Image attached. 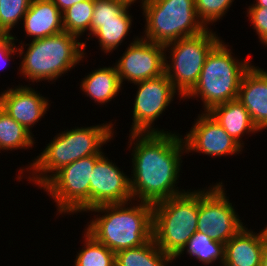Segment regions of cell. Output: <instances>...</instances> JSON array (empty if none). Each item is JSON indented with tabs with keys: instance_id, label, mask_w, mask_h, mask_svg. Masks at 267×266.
Here are the masks:
<instances>
[{
	"instance_id": "6da1fadb",
	"label": "cell",
	"mask_w": 267,
	"mask_h": 266,
	"mask_svg": "<svg viewBox=\"0 0 267 266\" xmlns=\"http://www.w3.org/2000/svg\"><path fill=\"white\" fill-rule=\"evenodd\" d=\"M128 138L133 200L153 205L188 190L177 186L186 155L181 132L129 133Z\"/></svg>"
},
{
	"instance_id": "7a4b0ae2",
	"label": "cell",
	"mask_w": 267,
	"mask_h": 266,
	"mask_svg": "<svg viewBox=\"0 0 267 266\" xmlns=\"http://www.w3.org/2000/svg\"><path fill=\"white\" fill-rule=\"evenodd\" d=\"M115 124L112 121H104L92 126L71 127L70 130L63 128V131L56 133L50 142L45 144L44 149L32 162H28L26 167H19L15 179L20 182L26 177L28 183L41 188L64 166L87 156L103 154V146L114 140L117 134Z\"/></svg>"
},
{
	"instance_id": "3957f363",
	"label": "cell",
	"mask_w": 267,
	"mask_h": 266,
	"mask_svg": "<svg viewBox=\"0 0 267 266\" xmlns=\"http://www.w3.org/2000/svg\"><path fill=\"white\" fill-rule=\"evenodd\" d=\"M89 212L94 216L89 217L84 230L114 253L142 246L152 239L153 205L150 203L132 200L102 204L85 213Z\"/></svg>"
},
{
	"instance_id": "277c9868",
	"label": "cell",
	"mask_w": 267,
	"mask_h": 266,
	"mask_svg": "<svg viewBox=\"0 0 267 266\" xmlns=\"http://www.w3.org/2000/svg\"><path fill=\"white\" fill-rule=\"evenodd\" d=\"M13 36L20 43L17 45L21 61L17 75L34 86L42 81L54 84L58 78L65 76L64 73L72 71L87 59L86 40L83 42L65 31L30 40L27 44V41Z\"/></svg>"
},
{
	"instance_id": "5b68a950",
	"label": "cell",
	"mask_w": 267,
	"mask_h": 266,
	"mask_svg": "<svg viewBox=\"0 0 267 266\" xmlns=\"http://www.w3.org/2000/svg\"><path fill=\"white\" fill-rule=\"evenodd\" d=\"M224 41L222 38L208 53L197 84L183 98V101L200 98L202 112L237 99L243 75L253 64L252 56L239 59L232 46Z\"/></svg>"
},
{
	"instance_id": "8992f818",
	"label": "cell",
	"mask_w": 267,
	"mask_h": 266,
	"mask_svg": "<svg viewBox=\"0 0 267 266\" xmlns=\"http://www.w3.org/2000/svg\"><path fill=\"white\" fill-rule=\"evenodd\" d=\"M199 187L153 204L152 238L173 259L197 231Z\"/></svg>"
},
{
	"instance_id": "52a82bcc",
	"label": "cell",
	"mask_w": 267,
	"mask_h": 266,
	"mask_svg": "<svg viewBox=\"0 0 267 266\" xmlns=\"http://www.w3.org/2000/svg\"><path fill=\"white\" fill-rule=\"evenodd\" d=\"M145 19L143 39L167 45L207 28L198 19L195 0H147L140 6Z\"/></svg>"
},
{
	"instance_id": "ba28073f",
	"label": "cell",
	"mask_w": 267,
	"mask_h": 266,
	"mask_svg": "<svg viewBox=\"0 0 267 266\" xmlns=\"http://www.w3.org/2000/svg\"><path fill=\"white\" fill-rule=\"evenodd\" d=\"M218 34L207 28L200 34L165 45L164 73L182 98L197 84L208 53L221 40Z\"/></svg>"
},
{
	"instance_id": "9c48e42d",
	"label": "cell",
	"mask_w": 267,
	"mask_h": 266,
	"mask_svg": "<svg viewBox=\"0 0 267 266\" xmlns=\"http://www.w3.org/2000/svg\"><path fill=\"white\" fill-rule=\"evenodd\" d=\"M96 154L76 160L57 171L40 189L56 206V215L66 216L85 213L90 209V180Z\"/></svg>"
},
{
	"instance_id": "30bf717a",
	"label": "cell",
	"mask_w": 267,
	"mask_h": 266,
	"mask_svg": "<svg viewBox=\"0 0 267 266\" xmlns=\"http://www.w3.org/2000/svg\"><path fill=\"white\" fill-rule=\"evenodd\" d=\"M225 183L216 182L199 188V215L197 231L211 239L227 243L244 226L235 204L226 194ZM208 186V187H207ZM244 223V224H243Z\"/></svg>"
},
{
	"instance_id": "8fae6325",
	"label": "cell",
	"mask_w": 267,
	"mask_h": 266,
	"mask_svg": "<svg viewBox=\"0 0 267 266\" xmlns=\"http://www.w3.org/2000/svg\"><path fill=\"white\" fill-rule=\"evenodd\" d=\"M137 90L134 95L132 112V125L130 133H172L174 130L161 129L157 123L168 110L174 99L183 100L181 95L174 89L172 82L166 74L159 77L134 83ZM176 96V97H175ZM162 115V116H161ZM158 118V119H157ZM155 126V127H154ZM168 130V131H167Z\"/></svg>"
},
{
	"instance_id": "7c38bea8",
	"label": "cell",
	"mask_w": 267,
	"mask_h": 266,
	"mask_svg": "<svg viewBox=\"0 0 267 266\" xmlns=\"http://www.w3.org/2000/svg\"><path fill=\"white\" fill-rule=\"evenodd\" d=\"M131 6L123 0H94L91 38L98 40L102 53L113 54L130 36L134 25Z\"/></svg>"
},
{
	"instance_id": "4fadbf2b",
	"label": "cell",
	"mask_w": 267,
	"mask_h": 266,
	"mask_svg": "<svg viewBox=\"0 0 267 266\" xmlns=\"http://www.w3.org/2000/svg\"><path fill=\"white\" fill-rule=\"evenodd\" d=\"M114 64L122 86L159 77L165 70V46L133 36Z\"/></svg>"
},
{
	"instance_id": "5bb4252c",
	"label": "cell",
	"mask_w": 267,
	"mask_h": 266,
	"mask_svg": "<svg viewBox=\"0 0 267 266\" xmlns=\"http://www.w3.org/2000/svg\"><path fill=\"white\" fill-rule=\"evenodd\" d=\"M201 111L186 135L182 134L186 154L198 153L212 158L242 154L243 147L208 112Z\"/></svg>"
},
{
	"instance_id": "9a60e30c",
	"label": "cell",
	"mask_w": 267,
	"mask_h": 266,
	"mask_svg": "<svg viewBox=\"0 0 267 266\" xmlns=\"http://www.w3.org/2000/svg\"><path fill=\"white\" fill-rule=\"evenodd\" d=\"M130 175L103 153L93 167L90 180V209L102 204L132 201Z\"/></svg>"
},
{
	"instance_id": "2e32d148",
	"label": "cell",
	"mask_w": 267,
	"mask_h": 266,
	"mask_svg": "<svg viewBox=\"0 0 267 266\" xmlns=\"http://www.w3.org/2000/svg\"><path fill=\"white\" fill-rule=\"evenodd\" d=\"M28 84L23 86L19 83L17 86L13 85L11 88L8 86L1 91L0 107L34 135L32 129L42 118H45L51 106V100L35 90L34 86L32 88L30 83Z\"/></svg>"
},
{
	"instance_id": "e0dca14e",
	"label": "cell",
	"mask_w": 267,
	"mask_h": 266,
	"mask_svg": "<svg viewBox=\"0 0 267 266\" xmlns=\"http://www.w3.org/2000/svg\"><path fill=\"white\" fill-rule=\"evenodd\" d=\"M237 100L260 132L267 129V70L252 64L243 75Z\"/></svg>"
},
{
	"instance_id": "ac0fdd59",
	"label": "cell",
	"mask_w": 267,
	"mask_h": 266,
	"mask_svg": "<svg viewBox=\"0 0 267 266\" xmlns=\"http://www.w3.org/2000/svg\"><path fill=\"white\" fill-rule=\"evenodd\" d=\"M247 224L225 243L222 266H261V255L266 240L264 228L259 232Z\"/></svg>"
},
{
	"instance_id": "d6986e66",
	"label": "cell",
	"mask_w": 267,
	"mask_h": 266,
	"mask_svg": "<svg viewBox=\"0 0 267 266\" xmlns=\"http://www.w3.org/2000/svg\"><path fill=\"white\" fill-rule=\"evenodd\" d=\"M21 25L31 41L64 31L62 12L52 0H32Z\"/></svg>"
},
{
	"instance_id": "ffe728a7",
	"label": "cell",
	"mask_w": 267,
	"mask_h": 266,
	"mask_svg": "<svg viewBox=\"0 0 267 266\" xmlns=\"http://www.w3.org/2000/svg\"><path fill=\"white\" fill-rule=\"evenodd\" d=\"M208 113L223 127V129L243 148L245 135H256L260 131L251 120L248 110L235 99L214 106Z\"/></svg>"
},
{
	"instance_id": "44dd1931",
	"label": "cell",
	"mask_w": 267,
	"mask_h": 266,
	"mask_svg": "<svg viewBox=\"0 0 267 266\" xmlns=\"http://www.w3.org/2000/svg\"><path fill=\"white\" fill-rule=\"evenodd\" d=\"M81 79L79 88L90 101L93 100L99 106H106L112 99L115 101V97L124 89L114 62L112 66L94 68Z\"/></svg>"
},
{
	"instance_id": "7402d4cb",
	"label": "cell",
	"mask_w": 267,
	"mask_h": 266,
	"mask_svg": "<svg viewBox=\"0 0 267 266\" xmlns=\"http://www.w3.org/2000/svg\"><path fill=\"white\" fill-rule=\"evenodd\" d=\"M185 253L189 255V259H194L196 263L198 261L204 266H214V264L222 266L224 263L225 244L196 231L183 250L174 258V261L180 260V257H183L182 255Z\"/></svg>"
},
{
	"instance_id": "603a6c76",
	"label": "cell",
	"mask_w": 267,
	"mask_h": 266,
	"mask_svg": "<svg viewBox=\"0 0 267 266\" xmlns=\"http://www.w3.org/2000/svg\"><path fill=\"white\" fill-rule=\"evenodd\" d=\"M174 259L162 252L154 239L142 246L115 253V266H170Z\"/></svg>"
},
{
	"instance_id": "cb8c5ba5",
	"label": "cell",
	"mask_w": 267,
	"mask_h": 266,
	"mask_svg": "<svg viewBox=\"0 0 267 266\" xmlns=\"http://www.w3.org/2000/svg\"><path fill=\"white\" fill-rule=\"evenodd\" d=\"M36 137L0 107V153L32 150ZM5 150V151H4Z\"/></svg>"
},
{
	"instance_id": "d4e9b609",
	"label": "cell",
	"mask_w": 267,
	"mask_h": 266,
	"mask_svg": "<svg viewBox=\"0 0 267 266\" xmlns=\"http://www.w3.org/2000/svg\"><path fill=\"white\" fill-rule=\"evenodd\" d=\"M94 13V0H84L62 12V23L65 32L73 34L81 41L86 33V40L91 39V23Z\"/></svg>"
},
{
	"instance_id": "484cf974",
	"label": "cell",
	"mask_w": 267,
	"mask_h": 266,
	"mask_svg": "<svg viewBox=\"0 0 267 266\" xmlns=\"http://www.w3.org/2000/svg\"><path fill=\"white\" fill-rule=\"evenodd\" d=\"M83 231L82 249L77 252L73 266H115V253Z\"/></svg>"
},
{
	"instance_id": "4316f807",
	"label": "cell",
	"mask_w": 267,
	"mask_h": 266,
	"mask_svg": "<svg viewBox=\"0 0 267 266\" xmlns=\"http://www.w3.org/2000/svg\"><path fill=\"white\" fill-rule=\"evenodd\" d=\"M31 2L32 0H0L1 35H13V30L22 24Z\"/></svg>"
},
{
	"instance_id": "83f0119b",
	"label": "cell",
	"mask_w": 267,
	"mask_h": 266,
	"mask_svg": "<svg viewBox=\"0 0 267 266\" xmlns=\"http://www.w3.org/2000/svg\"><path fill=\"white\" fill-rule=\"evenodd\" d=\"M235 0H195L198 19L206 28L223 20ZM213 23L215 25H213ZM211 25V26H210ZM209 26V27H208Z\"/></svg>"
},
{
	"instance_id": "f1b7e54d",
	"label": "cell",
	"mask_w": 267,
	"mask_h": 266,
	"mask_svg": "<svg viewBox=\"0 0 267 266\" xmlns=\"http://www.w3.org/2000/svg\"><path fill=\"white\" fill-rule=\"evenodd\" d=\"M246 16L252 24V29L258 35L260 44L267 47V8L265 7H246Z\"/></svg>"
},
{
	"instance_id": "f546056e",
	"label": "cell",
	"mask_w": 267,
	"mask_h": 266,
	"mask_svg": "<svg viewBox=\"0 0 267 266\" xmlns=\"http://www.w3.org/2000/svg\"><path fill=\"white\" fill-rule=\"evenodd\" d=\"M16 40L12 35L0 34V71L6 69L7 64L10 63L15 55H19L18 47L16 46ZM10 61V62H9Z\"/></svg>"
},
{
	"instance_id": "4dcf8cb0",
	"label": "cell",
	"mask_w": 267,
	"mask_h": 266,
	"mask_svg": "<svg viewBox=\"0 0 267 266\" xmlns=\"http://www.w3.org/2000/svg\"><path fill=\"white\" fill-rule=\"evenodd\" d=\"M61 12L84 0H52Z\"/></svg>"
},
{
	"instance_id": "1f68e13d",
	"label": "cell",
	"mask_w": 267,
	"mask_h": 266,
	"mask_svg": "<svg viewBox=\"0 0 267 266\" xmlns=\"http://www.w3.org/2000/svg\"><path fill=\"white\" fill-rule=\"evenodd\" d=\"M261 266H267V236L261 255Z\"/></svg>"
},
{
	"instance_id": "d6a6232c",
	"label": "cell",
	"mask_w": 267,
	"mask_h": 266,
	"mask_svg": "<svg viewBox=\"0 0 267 266\" xmlns=\"http://www.w3.org/2000/svg\"><path fill=\"white\" fill-rule=\"evenodd\" d=\"M248 7H265L267 8V0H254Z\"/></svg>"
},
{
	"instance_id": "836d02e7",
	"label": "cell",
	"mask_w": 267,
	"mask_h": 266,
	"mask_svg": "<svg viewBox=\"0 0 267 266\" xmlns=\"http://www.w3.org/2000/svg\"><path fill=\"white\" fill-rule=\"evenodd\" d=\"M123 1H125L126 3H128V4H133V5H135L134 3H140V5H138V6H141L143 3H145L147 0H123Z\"/></svg>"
},
{
	"instance_id": "e575fe53",
	"label": "cell",
	"mask_w": 267,
	"mask_h": 266,
	"mask_svg": "<svg viewBox=\"0 0 267 266\" xmlns=\"http://www.w3.org/2000/svg\"><path fill=\"white\" fill-rule=\"evenodd\" d=\"M264 230H265V233H266V236H267V224H266V226L264 227Z\"/></svg>"
}]
</instances>
